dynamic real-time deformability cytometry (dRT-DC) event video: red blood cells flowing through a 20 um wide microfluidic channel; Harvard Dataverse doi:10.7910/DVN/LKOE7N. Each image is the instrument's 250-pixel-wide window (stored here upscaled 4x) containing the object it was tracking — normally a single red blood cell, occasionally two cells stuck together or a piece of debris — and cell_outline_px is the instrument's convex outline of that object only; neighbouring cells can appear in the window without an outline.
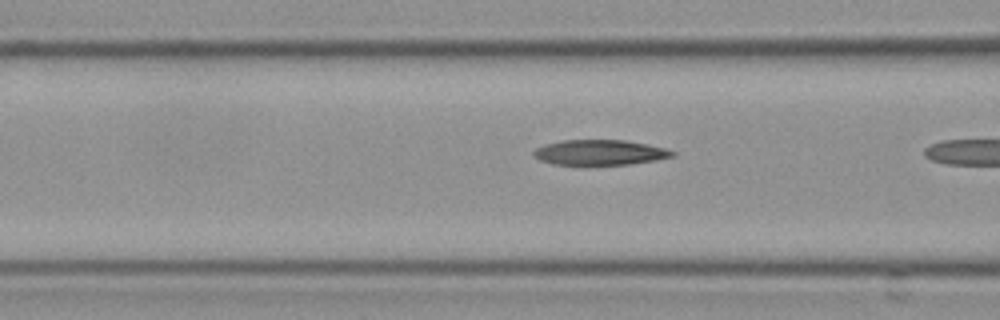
{"species": "Egyptian fruit bat (a non-hibernating species)", "species_latin": "Rousettus aegyptiacus", "temperature_condition": "cold", "stored_images_in_passage": 21, "segment_of_instrument_passage": [2, 2], "camera_frame_rate_fps": 3000, "um_per_image_px": 0.085, "frame": {"image": 1, "passage_image": 20, "time_ms": 6.333, "image_size_px": [1000, 320], "cell_outline_px": [[676, 156], [656, 160], [628, 164], [552, 164], [540, 160], [532, 156], [532, 152], [536, 148], [544, 144], [564, 140], [624, 140], [648, 144], [664, 148], [676, 152]], "centroid_in_image_um": [50.98, 12.95], "position_along_channel_um": 115.6, "area_um2": 20.35}}